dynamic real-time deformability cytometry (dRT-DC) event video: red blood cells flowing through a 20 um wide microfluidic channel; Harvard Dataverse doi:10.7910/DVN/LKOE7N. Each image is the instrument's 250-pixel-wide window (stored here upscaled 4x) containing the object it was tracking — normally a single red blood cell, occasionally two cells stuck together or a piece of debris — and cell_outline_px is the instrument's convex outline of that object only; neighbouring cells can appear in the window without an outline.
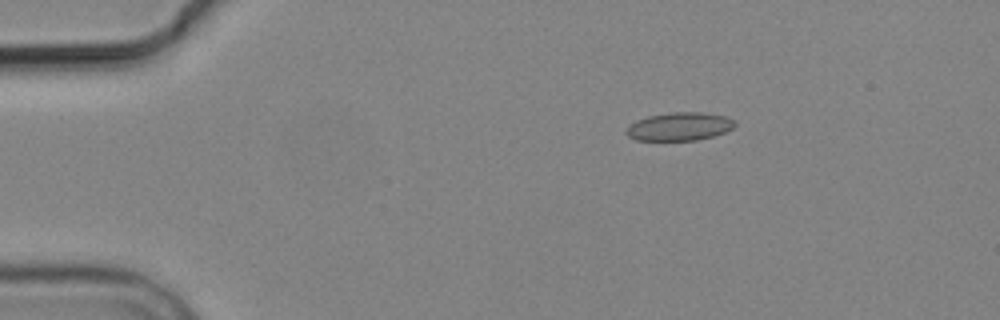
{"species": "common noctule bat (a hibernating species)", "species_latin": "Nyctalus noctula", "temperature_condition": "cold", "stored_images_in_passage": 3, "camera_frame_rate_fps": 3000, "um_per_image_px": 0.085, "animal": {"sex": "male", "body_mass_g": 19.2, "forearm_length_mm": 51.8}, "frame": {"image": 1, "passage_image": 1, "time_ms": 0.0, "image_size_px": [1000, 320], "cell_outline_px": [[736, 124], [732, 128], [724, 132], [712, 136], [696, 140], [636, 140], [628, 136], [624, 132], [636, 120], [648, 116], [672, 112], [700, 112], [728, 116]], "centroid_in_image_um": [57.75, 10.75], "position_along_channel_um": 27.3, "area_um2": 17.69}}